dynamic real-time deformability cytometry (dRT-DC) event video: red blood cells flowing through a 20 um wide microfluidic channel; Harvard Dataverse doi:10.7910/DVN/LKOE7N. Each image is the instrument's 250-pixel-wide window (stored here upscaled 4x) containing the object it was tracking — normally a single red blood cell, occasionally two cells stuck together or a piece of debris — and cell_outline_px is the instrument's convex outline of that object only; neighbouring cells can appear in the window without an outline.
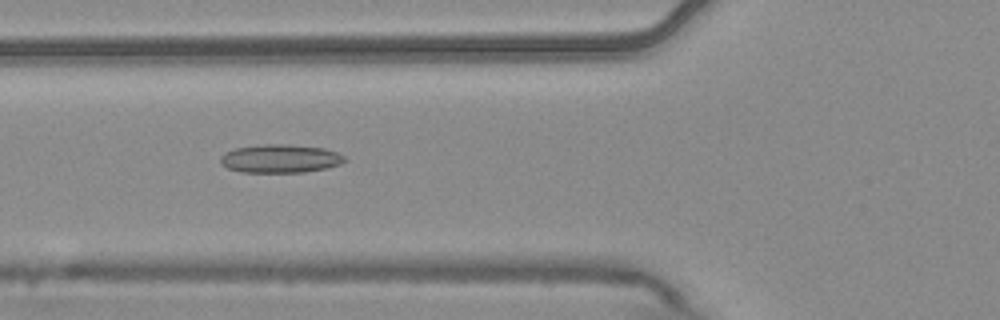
{"species": "common noctule bat (a hibernating species)", "species_latin": "Nyctalus noctula", "temperature_condition": "warm", "stored_images_in_passage": 7, "camera_frame_rate_fps": 3000, "um_per_image_px": 0.085, "animal": {"sex": "male", "body_mass_g": 20.4}, "frame": {"image": 1, "passage_image": 4, "time_ms": 1.0, "image_size_px": [1000, 320], "cell_outline_px": [[348, 160], [340, 164], [328, 168], [304, 172], [240, 172], [228, 168], [220, 164], [220, 156], [224, 152], [236, 148], [260, 144], [288, 144], [324, 148], [336, 152], [344, 156]], "centroid_in_image_um": [23.81, 13.48], "position_along_channel_um": 102.0, "area_um2": 20.75}}
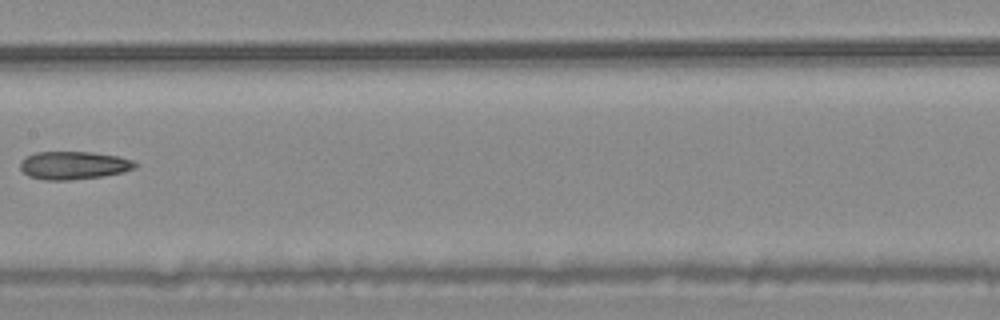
{"frame": {"image": 2, "passage_image": 6, "time_ms": 1.667, "image_size_px": [1000, 320], "cell_outline_px": [[136, 168], [124, 172], [104, 176], [68, 180], [44, 180], [28, 176], [20, 168], [20, 164], [28, 156], [36, 152], [92, 152], [120, 156], [132, 160], [136, 164]], "centroid_in_image_um": [6.3, 14.06], "position_along_channel_um": 201.1, "area_um2": 18.73}}
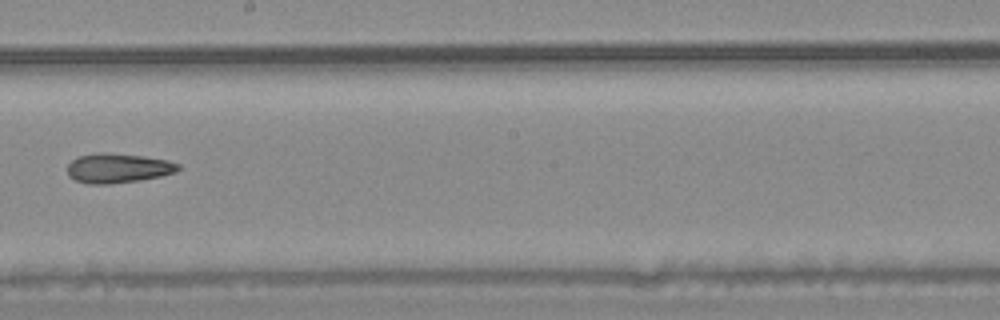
{"frame": {"image": 3, "passage_image": 7, "time_ms": 2.0, "image_size_px": [1000, 320], "cell_outline_px": [[180, 168], [176, 172], [160, 176], [140, 180], [108, 184], [88, 184], [76, 180], [68, 176], [68, 164], [72, 160], [80, 156], [144, 156], [168, 160], [180, 164]], "centroid_in_image_um": [10.08, 14.35], "position_along_channel_um": 238.1, "area_um2": 18.09}}